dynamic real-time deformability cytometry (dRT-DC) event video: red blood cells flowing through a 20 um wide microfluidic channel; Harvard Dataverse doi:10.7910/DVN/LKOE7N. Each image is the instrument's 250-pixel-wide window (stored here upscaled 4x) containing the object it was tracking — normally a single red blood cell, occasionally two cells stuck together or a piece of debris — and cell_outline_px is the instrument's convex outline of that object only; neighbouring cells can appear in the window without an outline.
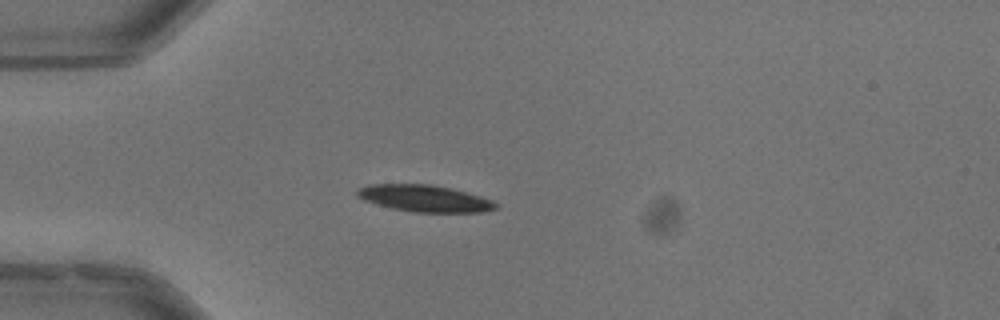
{"species": "common noctule bat (a hibernating species)", "species_latin": "Nyctalus noctula", "temperature_condition": "warm", "stored_images_in_passage": 38, "camera_frame_rate_fps": 3000, "um_per_image_px": 0.085, "animal": {"sex": "male", "body_mass_g": 13.3}, "frame": {"image": 1, "passage_image": 1, "time_ms": 0.0, "image_size_px": [1000, 320], "cell_outline_px": [[496, 208], [484, 212], [412, 212], [392, 208], [376, 204], [364, 200], [356, 196], [356, 188], [368, 184], [432, 184], [452, 188], [480, 196], [492, 200], [496, 204]], "centroid_in_image_um": [36.04, 16.85], "position_along_channel_um": 49.0, "area_um2": 21.68}, "authors_computed_cell_mechanics": {"area_um2": 22.3397, "velocity_mm_per_s": 3.9744, "shape_relaxation_time_tau1_ms": 2.4224, "shape_relaxation_time_tau2_ms": 5.4159, "deformation_change_tau1": 0.1585, "deformation_change_tau2": 0.098}}